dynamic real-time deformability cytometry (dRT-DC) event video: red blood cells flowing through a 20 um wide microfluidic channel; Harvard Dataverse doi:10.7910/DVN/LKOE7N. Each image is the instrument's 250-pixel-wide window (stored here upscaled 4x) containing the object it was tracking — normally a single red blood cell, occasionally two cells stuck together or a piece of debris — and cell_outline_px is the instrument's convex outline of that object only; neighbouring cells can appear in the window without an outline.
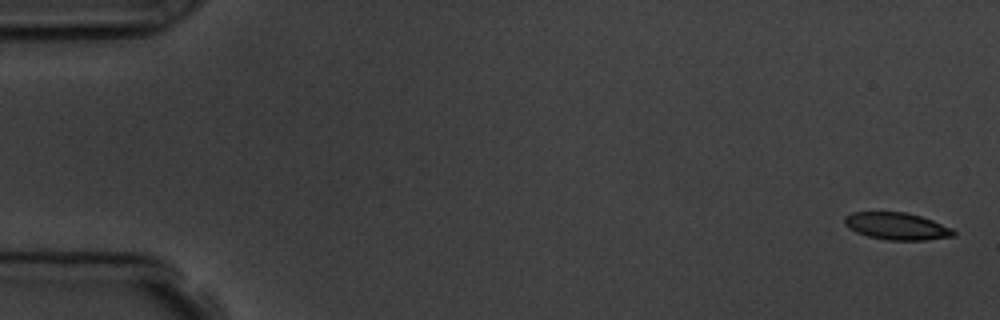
{"species": "common noctule bat (a hibernating species)", "species_latin": "Nyctalus noctula", "temperature_condition": "room temperature", "stored_images_in_passage": 5, "camera_frame_rate_fps": 3000, "um_per_image_px": 0.085, "animal": {"sex": "male", "body_mass_g": 19.5, "forearm_length_mm": 54.6}, "frame": {"image": 1, "passage_image": 1, "time_ms": 0.0, "image_size_px": [1000, 320], "cell_outline_px": [[956, 236], [924, 240], [888, 240], [868, 236], [856, 232], [844, 224], [844, 216], [852, 212], [904, 212], [920, 216], [932, 220], [952, 228], [956, 232]], "centroid_in_image_um": [76.23, 19.22], "position_along_channel_um": 8.8, "area_um2": 17.22}}
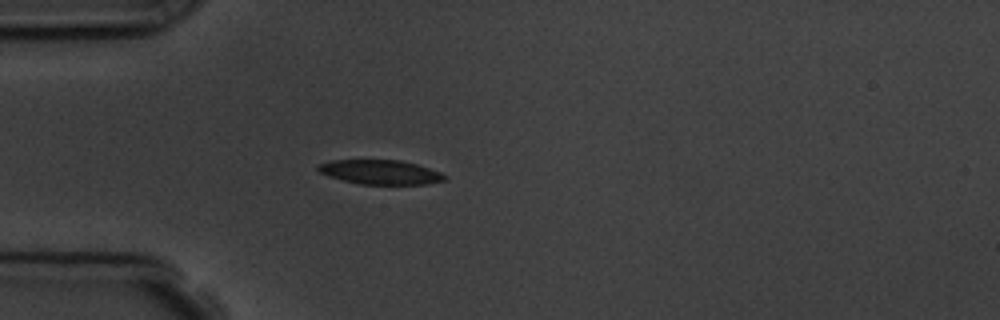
{"frame": {"image": 2, "passage_image": 5, "time_ms": 4.667, "image_size_px": [1000, 320], "cell_outline_px": [[448, 176], [444, 180], [428, 184], [360, 184], [328, 176], [320, 172], [316, 168], [320, 164], [332, 160], [400, 160], [416, 164], [440, 172]], "centroid_in_image_um": [32.34, 14.63], "position_along_channel_um": 52.7, "area_um2": 17.8}}